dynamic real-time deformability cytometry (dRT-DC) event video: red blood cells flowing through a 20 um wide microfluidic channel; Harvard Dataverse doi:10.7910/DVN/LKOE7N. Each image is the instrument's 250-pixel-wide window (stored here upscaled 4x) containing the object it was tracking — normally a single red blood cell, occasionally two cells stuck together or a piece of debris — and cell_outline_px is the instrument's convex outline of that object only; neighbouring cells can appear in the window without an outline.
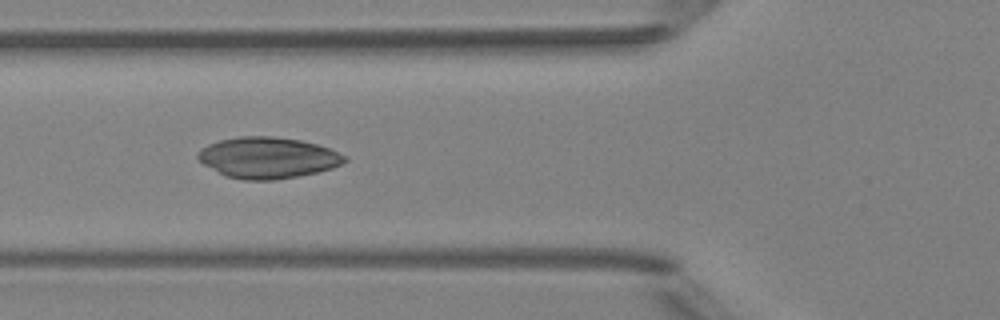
{"species": "Egyptian fruit bat (a non-hibernating species)", "species_latin": "Rousettus aegyptiacus", "temperature_condition": "room temperature", "stored_images_in_passage": 6, "camera_frame_rate_fps": 3000, "um_per_image_px": 0.085, "animal": {"sex": "female"}, "frame": {"image": 1, "passage_image": 4, "time_ms": 4.333, "image_size_px": [1000, 320], "cell_outline_px": [[348, 160], [332, 168], [316, 172], [276, 180], [244, 180], [228, 176], [204, 164], [196, 156], [196, 152], [200, 148], [208, 144], [220, 140], [236, 136], [272, 136], [300, 140], [316, 144], [328, 148], [348, 156]], "centroid_in_image_um": [22.76, 13.39], "position_along_channel_um": 103.0, "area_um2": 35.03}}
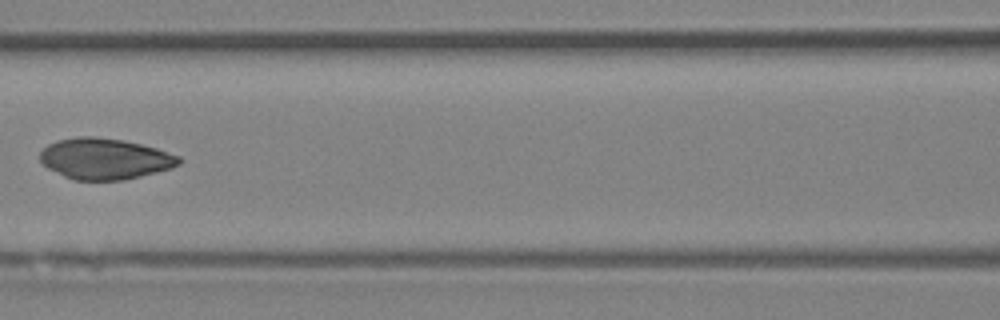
{"frame": {"image": 2, "passage_image": 5, "time_ms": 5.667, "image_size_px": [1000, 320], "cell_outline_px": [[184, 160], [180, 164], [172, 168], [124, 180], [72, 180], [48, 168], [40, 160], [40, 152], [48, 144], [56, 140], [80, 136], [96, 136], [124, 140], [156, 148], [180, 156]], "centroid_in_image_um": [8.92, 13.49], "position_along_channel_um": 157.7, "area_um2": 33.35}}
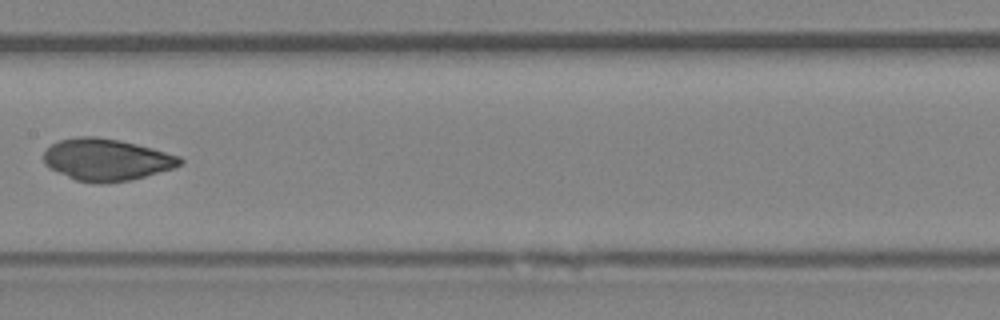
{"frame": {"image": 3, "passage_image": 6, "time_ms": 6.667, "image_size_px": [1000, 320], "cell_outline_px": [[184, 160], [176, 168], [128, 180], [100, 184], [76, 180], [44, 164], [44, 152], [52, 144], [60, 140], [80, 136], [96, 136], [120, 140], [152, 148], [180, 156]], "centroid_in_image_um": [9.08, 13.56], "position_along_channel_um": 198.3, "area_um2": 33.0}}